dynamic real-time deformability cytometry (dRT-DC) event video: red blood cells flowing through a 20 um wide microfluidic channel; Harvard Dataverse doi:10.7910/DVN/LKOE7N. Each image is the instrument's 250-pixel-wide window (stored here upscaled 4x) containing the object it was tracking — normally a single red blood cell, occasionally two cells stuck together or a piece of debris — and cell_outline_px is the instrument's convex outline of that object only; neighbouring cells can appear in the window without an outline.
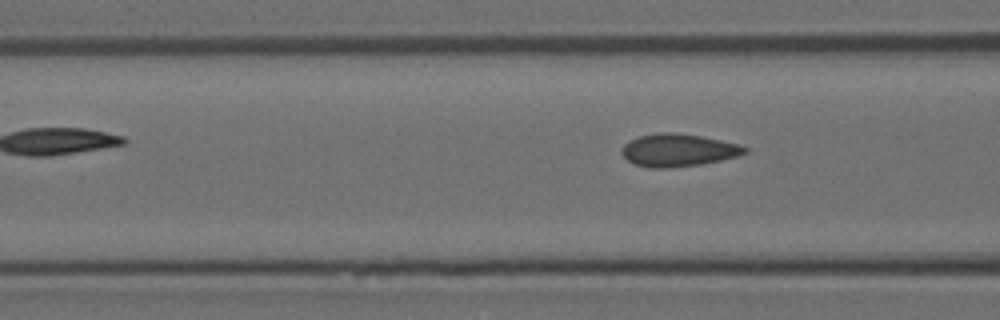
{"species": "Egyptian fruit bat (a non-hibernating species)", "species_latin": "Rousettus aegyptiacus", "temperature_condition": "room temperature", "stored_images_in_passage": 5, "camera_frame_rate_fps": 3000, "um_per_image_px": 0.085, "animal": {"sex": "female"}, "frame": {"image": 1, "passage_image": 3, "time_ms": 2.333, "image_size_px": [1000, 320], "cell_outline_px": [[748, 152], [740, 156], [700, 164], [668, 168], [648, 168], [636, 164], [628, 160], [620, 152], [620, 148], [624, 144], [640, 136], [660, 132], [676, 132], [700, 136], [740, 144], [748, 148]], "centroid_in_image_um": [57.66, 12.76], "position_along_channel_um": 108.9, "area_um2": 23.41}}
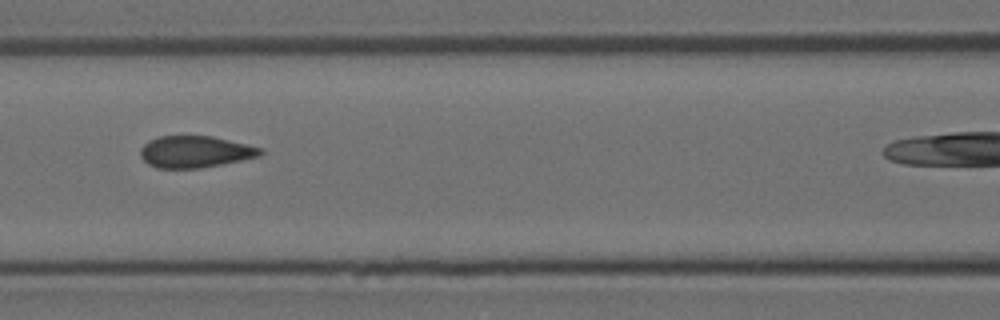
{"frame": {"image": 2, "passage_image": 4, "time_ms": 3.333, "image_size_px": [1000, 320], "cell_outline_px": [[264, 152], [260, 156], [220, 164], [196, 168], [156, 168], [148, 164], [140, 156], [140, 148], [148, 140], [160, 136], [212, 136], [264, 148]], "centroid_in_image_um": [16.57, 12.89], "position_along_channel_um": 150.0, "area_um2": 22.14}}